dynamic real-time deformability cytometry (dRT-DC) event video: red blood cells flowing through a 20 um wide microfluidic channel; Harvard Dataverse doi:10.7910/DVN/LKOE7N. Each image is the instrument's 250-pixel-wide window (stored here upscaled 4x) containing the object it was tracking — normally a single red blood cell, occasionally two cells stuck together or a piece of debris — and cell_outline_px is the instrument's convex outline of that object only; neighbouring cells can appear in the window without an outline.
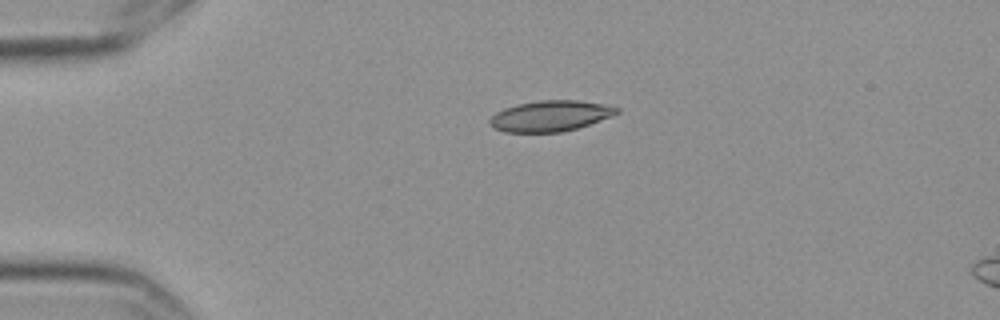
{"species": "Egyptian fruit bat (a non-hibernating species)", "species_latin": "Rousettus aegyptiacus", "temperature_condition": "cold", "stored_images_in_passage": 45, "camera_frame_rate_fps": 3000, "um_per_image_px": 0.085, "frame": {"image": 1, "passage_image": 1, "time_ms": 0.0, "image_size_px": [1000, 320], "cell_outline_px": [[620, 112], [612, 116], [576, 128], [560, 132], [504, 132], [492, 128], [488, 124], [488, 120], [496, 112], [504, 108], [516, 104], [540, 100], [580, 100], [604, 104], [620, 108]], "centroid_in_image_um": [46.74, 9.85], "position_along_channel_um": 38.3, "area_um2": 22.89}}
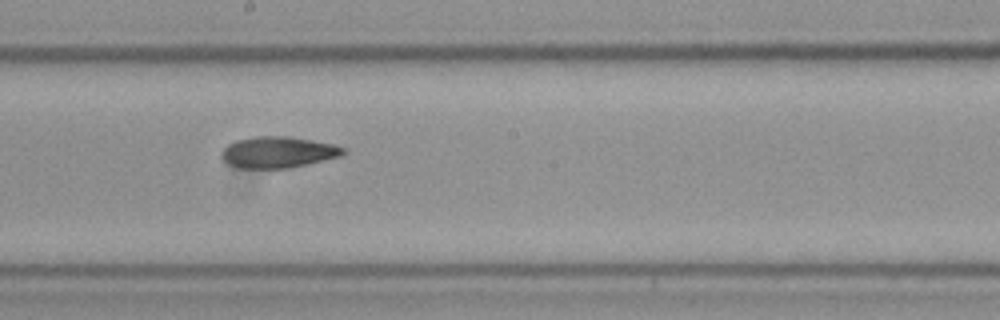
{"frame": {"image": 2, "passage_image": 20, "time_ms": 6.333, "image_size_px": [1000, 320], "cell_outline_px": [[348, 152], [340, 156], [288, 168], [240, 168], [228, 164], [220, 156], [220, 152], [228, 144], [236, 140], [252, 136], [288, 136], [336, 144], [348, 148]], "centroid_in_image_um": [23.65, 12.92], "position_along_channel_um": 224.6, "area_um2": 22.37}}
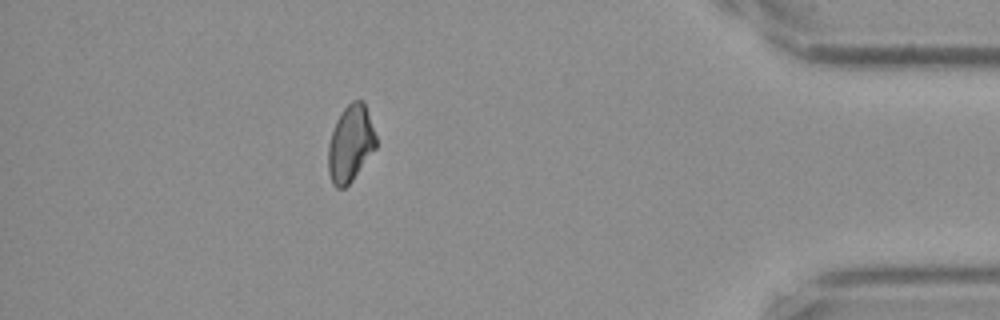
{"frame": {"image": 3, "passage_image": 39, "time_ms": 12.667, "image_size_px": [1000, 320], "cell_outline_px": [[376, 148], [352, 180], [344, 188], [336, 188], [332, 184], [328, 172], [328, 144], [336, 120], [340, 112], [352, 100], [364, 100], [376, 136]], "centroid_in_image_um": [29.78, 12.2], "position_along_channel_um": 405.4, "area_um2": 21.39}, "authors_computed_cell_mechanics": {"area_um2": 22.3108, "velocity_mm_per_s": 3.5274, "shape_relaxation_time_tau1_ms": 9.5004, "shape_relaxation_time_tau2_ms": 4.74, "deformation_change_tau1": 0.1823, "deformation_change_tau2": 0.1051}}